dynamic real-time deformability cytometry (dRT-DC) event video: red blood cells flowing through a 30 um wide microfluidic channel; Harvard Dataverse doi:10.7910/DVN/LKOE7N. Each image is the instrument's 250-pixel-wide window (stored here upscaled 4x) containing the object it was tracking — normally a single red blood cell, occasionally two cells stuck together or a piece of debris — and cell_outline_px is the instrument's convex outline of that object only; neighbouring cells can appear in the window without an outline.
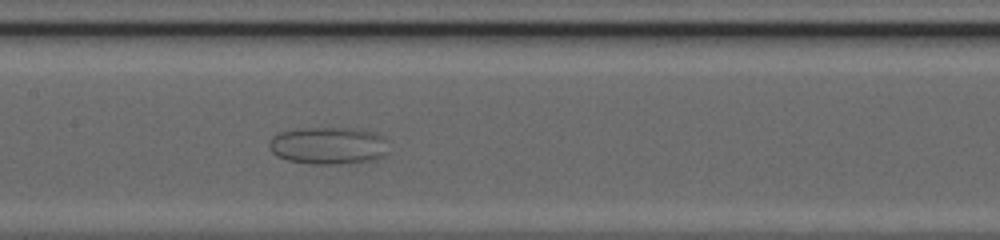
{"species": "common noctule bat (a hibernating species)", "species_latin": "Nyctalus noctula", "temperature_condition": "cold", "stored_images_in_passage": 43, "camera_frame_rate_fps": 3000, "um_per_image_px": 0.085, "animal": {"sex": "female", "body_mass_g": 20.0, "forearm_length_mm": 54.0}, "frame": {"image": 1, "passage_image": 24, "time_ms": 7.667, "image_size_px": [1000, 240], "cell_outline_px": [[388, 152], [384, 156], [376, 160], [340, 164], [312, 164], [288, 160], [276, 156], [272, 152], [268, 144], [272, 136], [280, 132], [300, 128], [360, 128], [376, 132], [384, 140]], "centroid_in_image_um": [27.91, 12.38], "position_along_channel_um": 179.5, "area_um2": 26.24}}
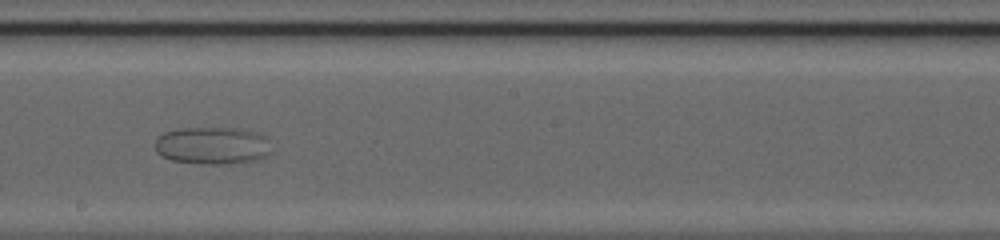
{"frame": {"image": 2, "passage_image": 28, "time_ms": 9.0, "image_size_px": [1000, 240], "cell_outline_px": [[268, 152], [264, 156], [256, 160], [224, 164], [204, 164], [172, 160], [160, 156], [156, 152], [156, 136], [164, 132], [184, 128], [240, 128], [256, 132], [264, 136]], "centroid_in_image_um": [17.97, 12.37], "position_along_channel_um": 230.2, "area_um2": 25.09}}
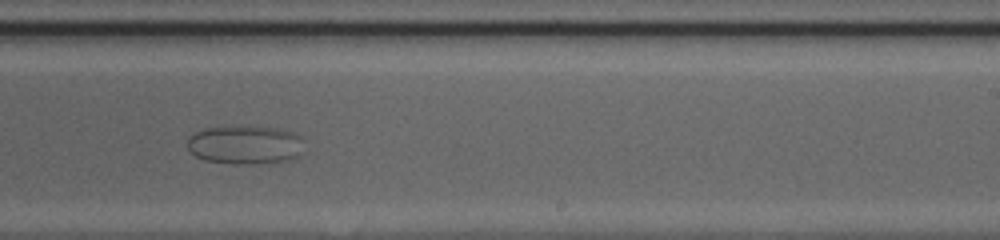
{"frame": {"image": 3, "passage_image": 31, "time_ms": 10.0, "image_size_px": [1000, 240], "cell_outline_px": [[300, 136], [296, 156], [288, 160], [260, 164], [236, 164], [204, 160], [196, 156], [188, 148], [188, 136], [204, 128], [280, 128], [292, 132]], "centroid_in_image_um": [20.75, 12.34], "position_along_channel_um": 268.2, "area_um2": 25.37}}